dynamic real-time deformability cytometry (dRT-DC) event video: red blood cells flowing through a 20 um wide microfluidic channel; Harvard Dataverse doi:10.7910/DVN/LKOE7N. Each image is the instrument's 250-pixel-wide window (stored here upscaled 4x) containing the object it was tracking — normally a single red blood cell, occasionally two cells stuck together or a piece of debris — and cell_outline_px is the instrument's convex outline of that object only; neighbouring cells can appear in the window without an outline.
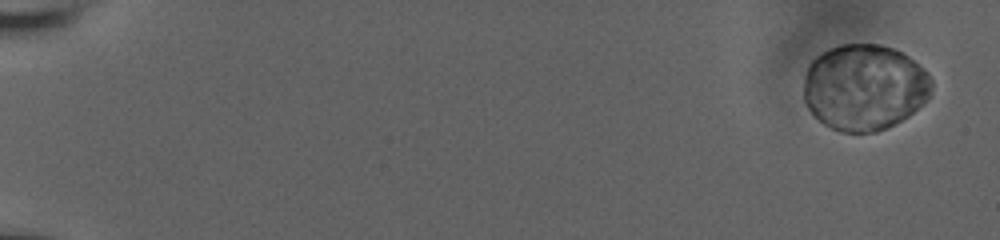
{"species": "human", "species_latin": "Homo sapiens", "temperature_condition": "room temperature", "stored_images_in_passage": 59, "camera_frame_rate_fps": 3000, "um_per_image_px": 0.085, "donor": {"sex": "male"}, "frame": {"image": 1, "passage_image": 4, "time_ms": 1.0, "image_size_px": [1000, 240], "cell_outline_px": [[932, 88], [928, 100], [908, 116], [888, 128], [876, 132], [840, 132], [824, 124], [808, 108], [804, 100], [804, 76], [808, 64], [816, 56], [840, 44], [880, 44], [892, 48], [908, 56], [924, 68], [928, 72], [932, 80]], "centroid_in_image_um": [73.49, 7.42], "position_along_channel_um": 11.5, "area_um2": 64.5}}
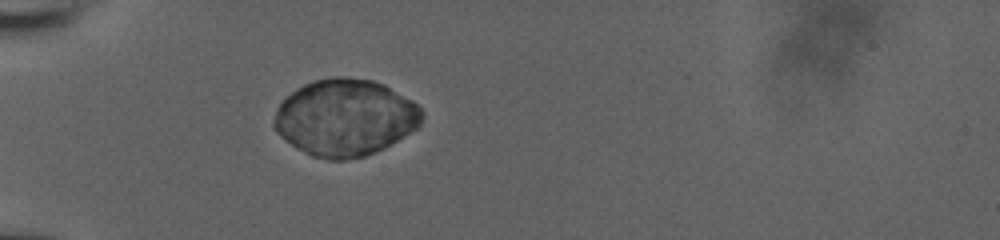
{"frame": {"image": 2, "passage_image": 22, "time_ms": 7.0, "image_size_px": [1000, 240], "cell_outline_px": [[424, 116], [420, 124], [416, 128], [384, 148], [364, 156], [344, 160], [328, 160], [312, 156], [304, 152], [280, 136], [272, 128], [272, 124], [276, 108], [296, 88], [312, 80], [332, 76], [340, 76], [372, 80], [384, 84], [412, 100], [424, 112]], "centroid_in_image_um": [29.32, 9.99], "position_along_channel_um": 55.7, "area_um2": 66.24}}